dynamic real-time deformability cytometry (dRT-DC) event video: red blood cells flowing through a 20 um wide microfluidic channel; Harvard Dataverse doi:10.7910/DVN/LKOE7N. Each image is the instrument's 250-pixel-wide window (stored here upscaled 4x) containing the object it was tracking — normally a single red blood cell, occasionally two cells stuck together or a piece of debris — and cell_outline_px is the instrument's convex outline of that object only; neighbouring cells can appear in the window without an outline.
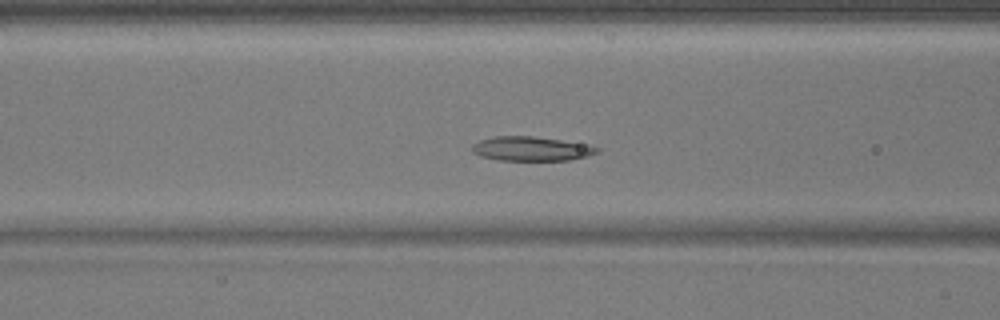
{"species": "common noctule bat (a hibernating species)", "species_latin": "Nyctalus noctula", "temperature_condition": "warm", "stored_images_in_passage": 50, "camera_frame_rate_fps": 3000, "um_per_image_px": 0.085, "animal": {"sex": "male", "body_mass_g": 17.9}, "frame": {"image": 1, "passage_image": 19, "time_ms": 6.0, "image_size_px": [1000, 320], "cell_outline_px": [[600, 152], [588, 156], [568, 160], [496, 160], [480, 156], [472, 152], [472, 144], [480, 140], [496, 136], [532, 136], [592, 144], [600, 148]], "centroid_in_image_um": [45.2, 12.64], "position_along_channel_um": 121.4, "area_um2": 17.92}}
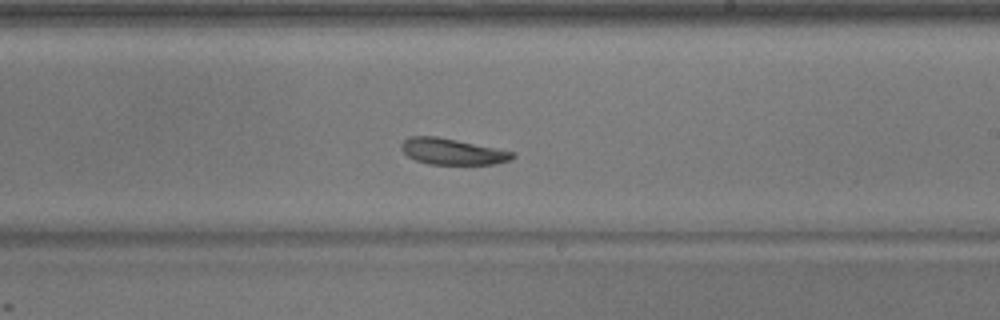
{"frame": {"image": 2, "passage_image": 29, "time_ms": 9.333, "image_size_px": [1000, 320], "cell_outline_px": [[516, 156], [512, 160], [496, 164], [428, 164], [416, 160], [408, 156], [400, 148], [400, 144], [408, 136], [436, 136], [516, 152]], "centroid_in_image_um": [38.47, 12.88], "position_along_channel_um": 250.5, "area_um2": 16.99}}
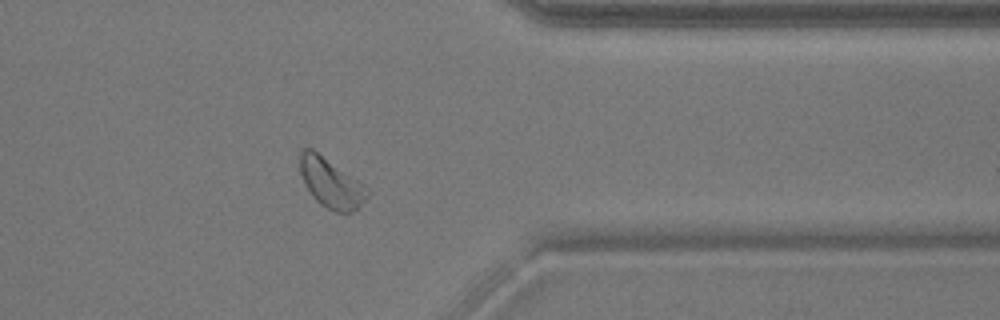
{"frame": {"image": 3, "passage_image": 40, "time_ms": 13.0, "image_size_px": [1000, 320], "cell_outline_px": [[372, 192], [352, 212], [336, 212], [320, 204], [312, 196], [300, 172], [300, 152], [304, 148], [312, 148], [360, 180]], "centroid_in_image_um": [28.16, 15.53], "position_along_channel_um": 383.2, "area_um2": 19.36}}